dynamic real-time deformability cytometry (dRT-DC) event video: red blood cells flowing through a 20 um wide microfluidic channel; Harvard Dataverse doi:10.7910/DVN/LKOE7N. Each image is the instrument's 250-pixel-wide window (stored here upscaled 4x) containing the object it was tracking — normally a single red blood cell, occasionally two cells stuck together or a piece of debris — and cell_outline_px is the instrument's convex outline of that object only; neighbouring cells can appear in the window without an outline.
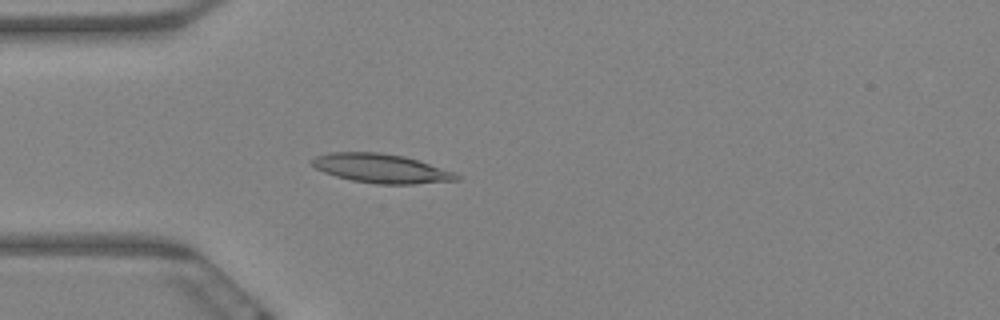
{"species": "Egyptian fruit bat (a non-hibernating species)", "species_latin": "Rousettus aegyptiacus", "temperature_condition": "warm", "stored_images_in_passage": 59, "camera_frame_rate_fps": 3000, "um_per_image_px": 0.085, "animal": {"sex": "female"}, "frame": {"image": 1, "passage_image": 17, "time_ms": 5.333, "image_size_px": [1000, 320], "cell_outline_px": [[460, 180], [416, 184], [376, 184], [352, 180], [336, 176], [324, 172], [316, 168], [308, 160], [316, 156], [332, 152], [380, 152], [404, 156], [456, 172], [460, 176]], "centroid_in_image_um": [32.42, 14.32], "position_along_channel_um": 52.6, "area_um2": 24.57}}
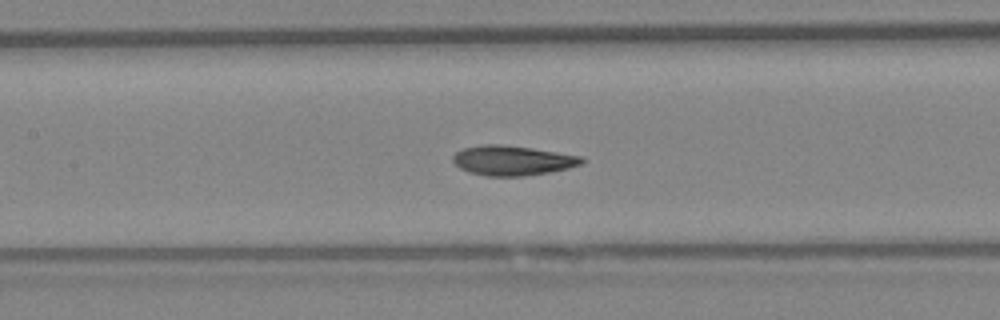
{"frame": {"image": 2, "passage_image": 28, "time_ms": 9.0, "image_size_px": [1000, 320], "cell_outline_px": [[584, 164], [568, 168], [548, 172], [524, 176], [488, 176], [468, 172], [460, 168], [452, 160], [452, 156], [456, 152], [464, 148], [484, 144], [500, 144], [532, 148], [580, 156], [584, 160]], "centroid_in_image_um": [43.54, 13.64], "position_along_channel_um": 163.9, "area_um2": 22.25}}
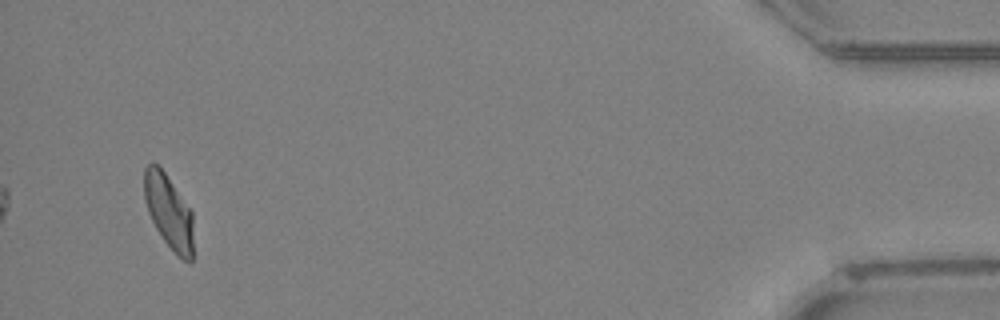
{"frame": {"image": 3, "passage_image": 59, "time_ms": 19.333, "image_size_px": [1000, 320], "cell_outline_px": [[192, 260], [184, 260], [164, 240], [156, 228], [148, 212], [144, 200], [144, 168], [148, 164], [156, 164], [164, 172], [192, 212]], "centroid_in_image_um": [14.31, 17.95], "position_along_channel_um": 420.9, "area_um2": 20.52}, "authors_computed_cell_mechanics": {"area_um2": 22.0218, "velocity_mm_per_s": 3.2559, "shape_relaxation_time_tau1_ms": 7.8241, "shape_relaxation_time_tau2_ms": 1.9835, "deformation_change_tau1": 0.1956, "deformation_change_tau2": 0.0708}}